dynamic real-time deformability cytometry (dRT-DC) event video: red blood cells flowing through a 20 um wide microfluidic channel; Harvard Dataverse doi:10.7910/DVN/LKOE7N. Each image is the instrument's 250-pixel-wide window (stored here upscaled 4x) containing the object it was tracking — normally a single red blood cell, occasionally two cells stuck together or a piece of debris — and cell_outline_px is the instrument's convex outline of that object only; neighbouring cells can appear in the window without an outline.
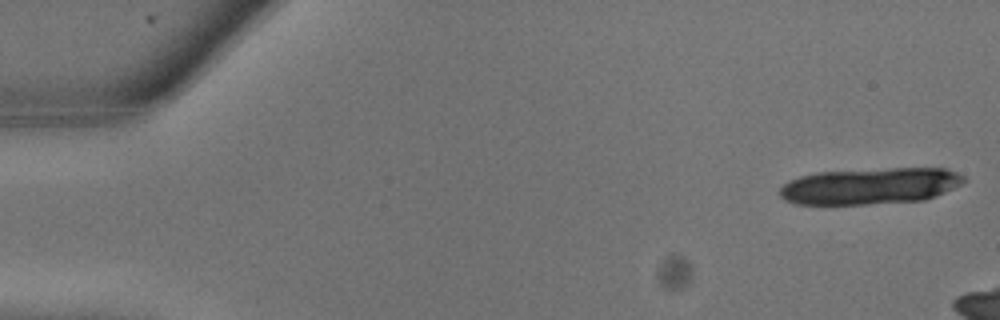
{"species": "common noctule bat (a hibernating species)", "species_latin": "Nyctalus noctula", "temperature_condition": "warm", "stored_images_in_passage": 7, "camera_frame_rate_fps": 3000, "um_per_image_px": 0.085, "animal": {"sex": "male", "body_mass_g": 13.3}, "frame": {"image": 1, "passage_image": 1, "time_ms": 0.0, "image_size_px": [1000, 320], "cell_outline_px": [[968, 180], [936, 196], [924, 200], [868, 204], [796, 204], [784, 200], [780, 196], [780, 188], [788, 180], [800, 176], [816, 172], [892, 168], [948, 168], [964, 176]], "centroid_in_image_um": [73.96, 15.81], "position_along_channel_um": 11.0, "area_um2": 39.19}}